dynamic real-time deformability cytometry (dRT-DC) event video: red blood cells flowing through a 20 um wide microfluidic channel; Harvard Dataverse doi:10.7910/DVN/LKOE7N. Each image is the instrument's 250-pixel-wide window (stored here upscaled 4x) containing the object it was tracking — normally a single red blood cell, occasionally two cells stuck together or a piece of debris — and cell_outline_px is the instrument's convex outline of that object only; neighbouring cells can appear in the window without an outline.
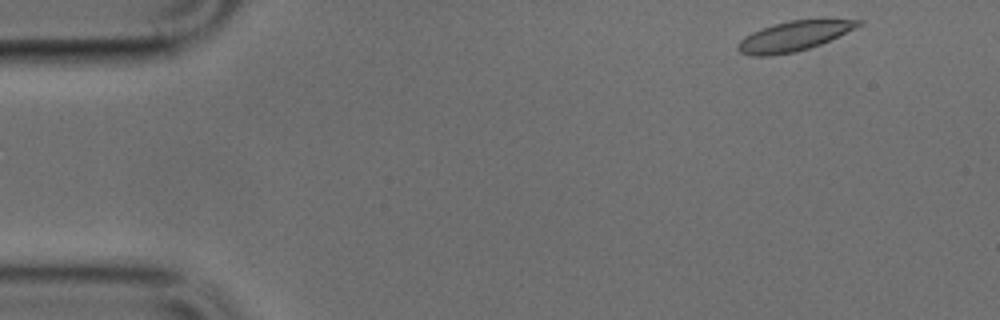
{"species": "common noctule bat (a hibernating species)", "species_latin": "Nyctalus noctula", "temperature_condition": "cold", "stored_images_in_passage": 41, "camera_frame_rate_fps": 3000, "um_per_image_px": 0.085, "animal": {"sex": "male", "body_mass_g": 17.9, "forearm_length_mm": 54.2}, "frame": {"image": 1, "passage_image": 1, "time_ms": 0.0, "image_size_px": [1000, 320], "cell_outline_px": [[864, 24], [856, 28], [820, 44], [796, 52], [768, 56], [752, 56], [740, 52], [736, 48], [740, 40], [744, 36], [760, 28], [772, 24], [788, 20], [864, 20]], "centroid_in_image_um": [67.44, 3.07], "position_along_channel_um": 17.6, "area_um2": 20.87}}
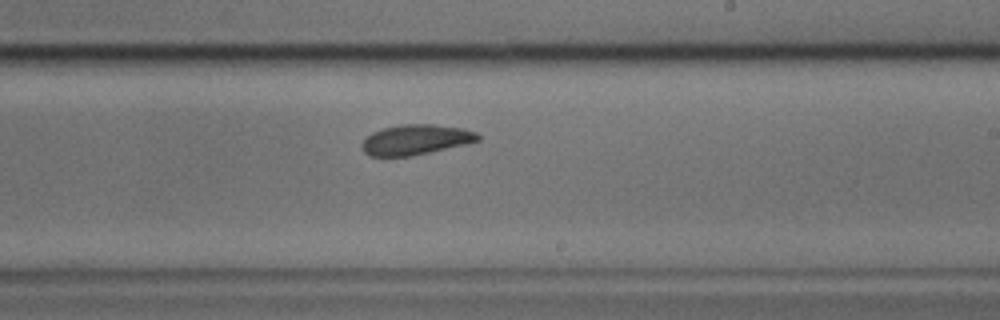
{"frame": {"image": 2, "passage_image": 26, "time_ms": 8.333, "image_size_px": [1000, 320], "cell_outline_px": [[480, 140], [468, 144], [412, 156], [368, 156], [360, 148], [360, 144], [372, 132], [384, 128], [404, 124], [432, 124], [464, 128], [476, 132], [480, 136]], "centroid_in_image_um": [35.35, 11.88], "position_along_channel_um": 253.7, "area_um2": 20.58}}
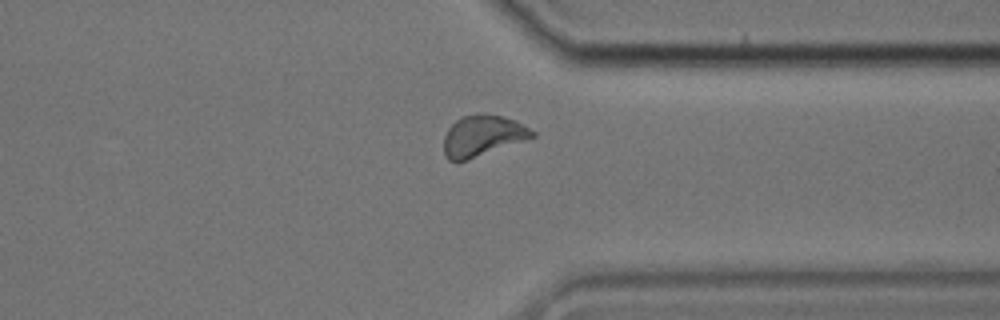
{"frame": {"image": 3, "passage_image": 35, "time_ms": 11.333, "image_size_px": [1000, 320], "cell_outline_px": [[536, 136], [468, 160], [448, 160], [444, 156], [444, 136], [448, 128], [456, 120], [464, 116], [476, 112], [480, 112], [500, 116], [516, 120], [536, 132]], "centroid_in_image_um": [41.01, 11.52], "position_along_channel_um": 370.4, "area_um2": 21.15}}